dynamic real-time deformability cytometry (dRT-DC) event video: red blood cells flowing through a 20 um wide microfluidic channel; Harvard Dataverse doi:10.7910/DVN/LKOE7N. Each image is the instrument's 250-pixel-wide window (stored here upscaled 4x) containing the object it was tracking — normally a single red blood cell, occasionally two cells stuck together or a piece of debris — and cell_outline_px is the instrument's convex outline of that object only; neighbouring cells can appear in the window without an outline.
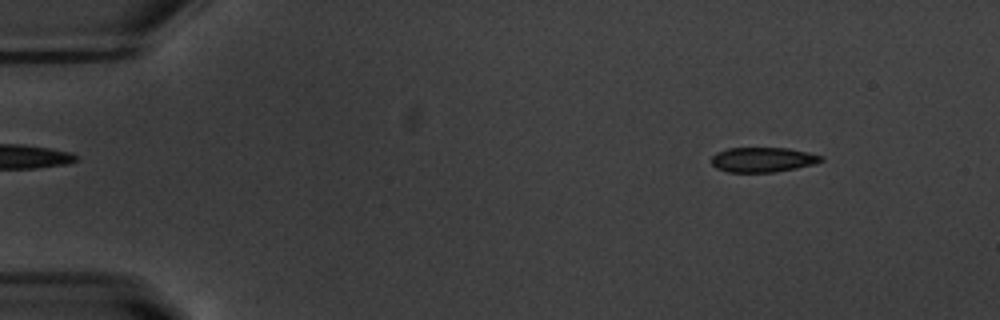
{"species": "common noctule bat (a hibernating species)", "species_latin": "Nyctalus noctula", "temperature_condition": "warm", "stored_images_in_passage": 53, "camera_frame_rate_fps": 3000, "um_per_image_px": 0.085, "animal": {"sex": "male", "body_mass_g": 20.1, "forearm_length_mm": 53.5}, "frame": {"image": 1, "passage_image": 6, "time_ms": 1.667, "image_size_px": [1000, 320], "cell_outline_px": [[824, 160], [816, 164], [796, 168], [772, 172], [728, 172], [716, 168], [712, 164], [712, 156], [716, 152], [728, 148], [788, 148], [808, 152], [824, 156]], "centroid_in_image_um": [64.86, 13.57], "position_along_channel_um": 20.1, "area_um2": 15.95}}
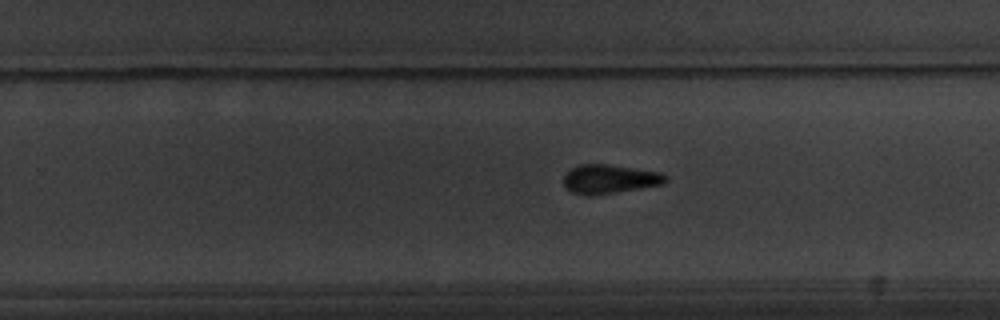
{"frame": {"image": 2, "passage_image": 34, "time_ms": 11.0, "image_size_px": [1000, 320], "cell_outline_px": [[668, 180], [664, 184], [592, 196], [584, 196], [572, 192], [564, 184], [564, 176], [572, 168], [580, 164], [608, 164], [660, 172], [668, 176]], "centroid_in_image_um": [51.83, 15.22], "position_along_channel_um": 278.0, "area_um2": 17.22}}
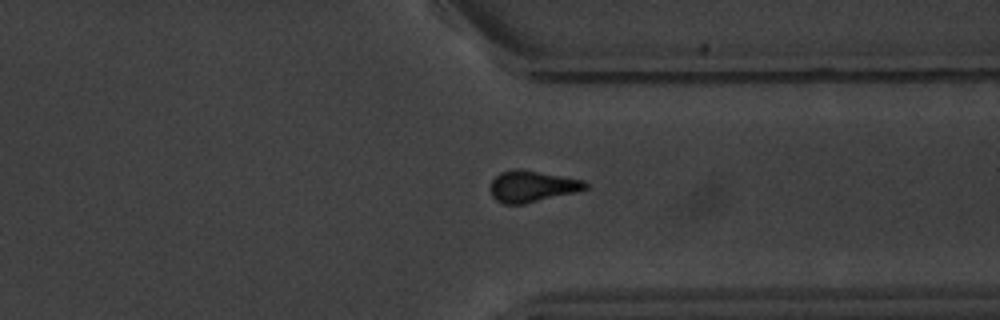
{"frame": {"image": 3, "passage_image": 41, "time_ms": 13.333, "image_size_px": [1000, 320], "cell_outline_px": [[588, 188], [576, 192], [524, 204], [504, 204], [496, 200], [492, 196], [488, 188], [492, 180], [500, 172], [512, 168], [520, 168], [584, 180], [588, 184]], "centroid_in_image_um": [45.19, 15.83], "position_along_channel_um": 366.2, "area_um2": 17.63}, "authors_computed_cell_mechanics": {"area_um2": 16.8776, "velocity_mm_per_s": 3.7788, "shape_relaxation_time_tau1_ms": 2.6832, "shape_relaxation_time_tau2_ms": 3.0209, "deformation_change_tau1": 0.1036, "deformation_change_tau2": 0.0648}}